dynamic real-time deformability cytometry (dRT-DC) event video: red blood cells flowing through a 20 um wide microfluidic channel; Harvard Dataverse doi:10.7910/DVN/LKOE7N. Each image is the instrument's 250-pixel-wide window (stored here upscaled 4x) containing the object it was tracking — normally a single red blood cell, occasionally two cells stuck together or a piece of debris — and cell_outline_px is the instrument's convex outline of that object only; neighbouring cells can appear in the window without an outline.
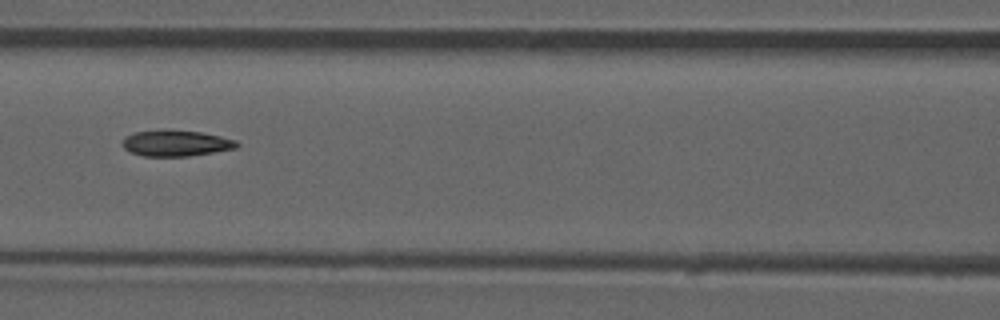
{"species": "common noctule bat (a hibernating species)", "species_latin": "Nyctalus noctula", "temperature_condition": "room temperature", "stored_images_in_passage": 52, "camera_frame_rate_fps": 3000, "um_per_image_px": 0.085, "animal": {"sex": "male", "forearm_length_mm": 52.5}, "frame": {"image": 1, "passage_image": 23, "time_ms": 7.333, "image_size_px": [1000, 320], "cell_outline_px": [[240, 144], [236, 148], [188, 156], [144, 156], [132, 152], [124, 148], [124, 136], [132, 132], [164, 128], [168, 128], [200, 132], [220, 136], [236, 140]], "centroid_in_image_um": [14.94, 12.14], "position_along_channel_um": 151.7, "area_um2": 17.57}, "authors_computed_cell_mechanics": {"area_um2": 17.5712, "velocity_mm_per_s": 3.9523, "shape_relaxation_time_tau1_ms": null, "shape_relaxation_time_tau2_ms": 3.3415, "deformation_change_tau1": null, "deformation_change_tau2": 0.1039}}